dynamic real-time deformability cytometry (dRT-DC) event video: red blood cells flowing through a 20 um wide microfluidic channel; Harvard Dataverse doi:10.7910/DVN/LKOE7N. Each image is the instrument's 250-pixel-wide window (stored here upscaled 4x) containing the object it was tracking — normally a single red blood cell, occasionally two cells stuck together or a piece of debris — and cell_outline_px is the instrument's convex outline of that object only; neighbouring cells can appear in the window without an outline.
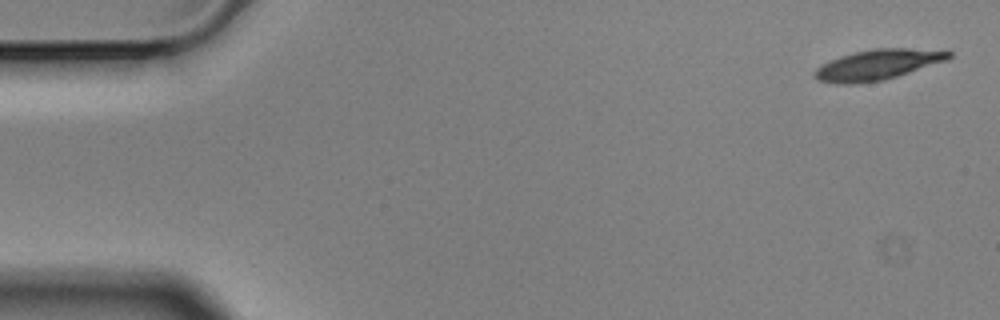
{"species": "Egyptian fruit bat (a non-hibernating species)", "species_latin": "Rousettus aegyptiacus", "temperature_condition": "cold", "stored_images_in_passage": 4, "camera_frame_rate_fps": 3000, "um_per_image_px": 0.085, "animal": {"sex": "male"}, "frame": {"image": 1, "passage_image": 1, "time_ms": 0.0, "image_size_px": [1000, 320], "cell_outline_px": [[952, 56], [948, 60], [884, 80], [856, 84], [836, 84], [816, 80], [812, 76], [812, 72], [816, 68], [840, 56], [872, 48], [948, 48], [952, 52]], "centroid_in_image_um": [74.67, 5.48], "position_along_channel_um": 10.3, "area_um2": 24.28}}
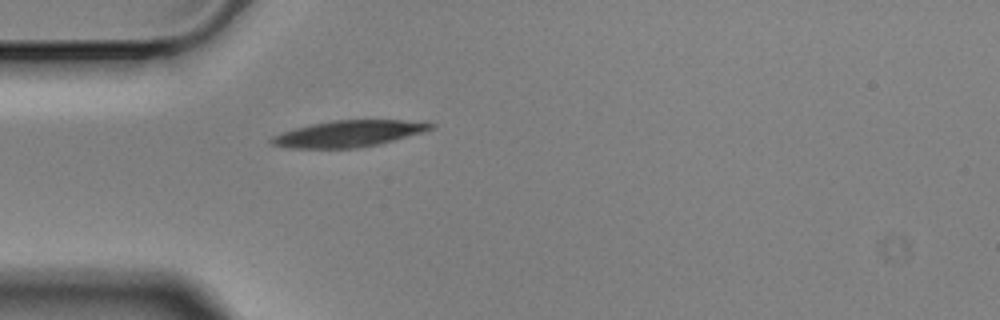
{"frame": {"image": 2, "passage_image": 4, "time_ms": 1.0, "image_size_px": [1000, 320], "cell_outline_px": [[436, 124], [432, 128], [424, 132], [380, 144], [356, 148], [284, 148], [272, 144], [268, 140], [272, 136], [280, 132], [312, 124], [332, 120], [424, 120]], "centroid_in_image_um": [29.66, 11.35], "position_along_channel_um": 55.3, "area_um2": 24.8}}